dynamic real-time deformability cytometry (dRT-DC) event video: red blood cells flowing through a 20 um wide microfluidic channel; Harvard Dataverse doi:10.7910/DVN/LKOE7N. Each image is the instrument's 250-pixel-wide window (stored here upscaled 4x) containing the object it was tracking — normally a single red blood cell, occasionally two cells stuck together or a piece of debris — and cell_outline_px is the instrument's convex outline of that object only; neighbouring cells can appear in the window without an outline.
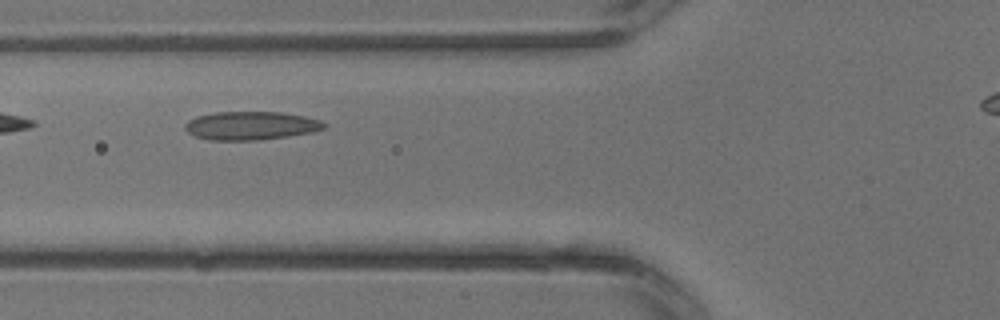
{"species": "common noctule bat (a hibernating species)", "species_latin": "Nyctalus noctula", "temperature_condition": "warm", "stored_images_in_passage": 3, "camera_frame_rate_fps": 3000, "um_per_image_px": 0.085, "animal": {"sex": "male", "body_mass_g": 13.3}, "frame": {"image": 1, "passage_image": 3, "time_ms": 0.667, "image_size_px": [1000, 320], "cell_outline_px": [[328, 124], [324, 128], [312, 132], [288, 136], [260, 140], [208, 140], [196, 136], [188, 132], [184, 128], [184, 124], [188, 120], [196, 116], [216, 112], [280, 112], [304, 116], [320, 120]], "centroid_in_image_um": [21.31, 10.68], "position_along_channel_um": 104.5, "area_um2": 23.06}}